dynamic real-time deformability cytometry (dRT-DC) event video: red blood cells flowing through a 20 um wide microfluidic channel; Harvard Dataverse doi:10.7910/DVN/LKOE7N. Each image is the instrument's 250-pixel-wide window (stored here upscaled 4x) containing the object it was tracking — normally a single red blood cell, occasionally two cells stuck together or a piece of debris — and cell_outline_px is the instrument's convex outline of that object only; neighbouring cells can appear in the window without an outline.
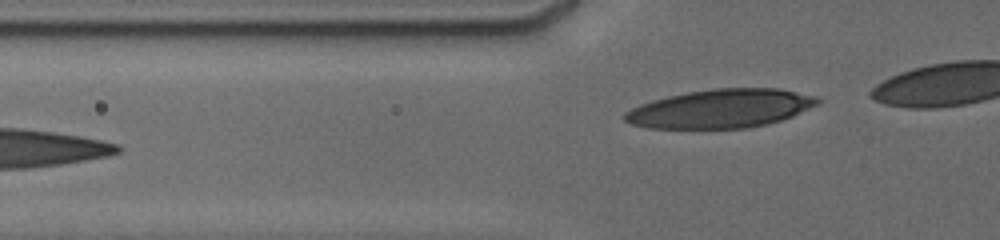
{"species": "human", "species_latin": "Homo sapiens", "temperature_condition": "cold", "stored_images_in_passage": 5, "camera_frame_rate_fps": 3000, "um_per_image_px": 0.085, "donor": {"sex": "male"}, "frame": {"image": 1, "passage_image": 5, "time_ms": 4.667, "image_size_px": [1000, 240], "cell_outline_px": [[820, 104], [792, 116], [768, 124], [744, 128], [648, 128], [632, 124], [624, 120], [624, 112], [640, 104], [652, 100], [668, 96], [688, 92], [716, 88], [776, 88], [812, 96], [820, 100]], "centroid_in_image_um": [61.24, 9.23], "position_along_channel_um": 64.6, "area_um2": 43.12}}